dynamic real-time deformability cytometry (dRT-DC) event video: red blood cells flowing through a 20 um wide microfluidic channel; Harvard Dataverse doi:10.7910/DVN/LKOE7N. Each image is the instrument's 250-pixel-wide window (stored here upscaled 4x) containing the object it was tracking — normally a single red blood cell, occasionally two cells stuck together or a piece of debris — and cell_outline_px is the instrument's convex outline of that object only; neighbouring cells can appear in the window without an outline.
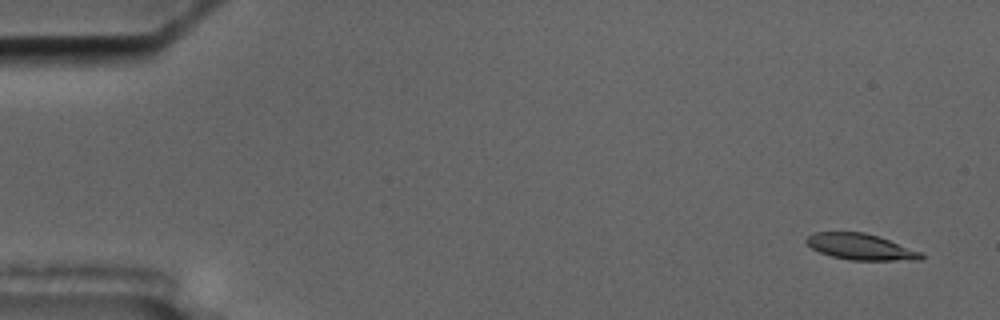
{"species": "common noctule bat (a hibernating species)", "species_latin": "Nyctalus noctula", "temperature_condition": "cold", "stored_images_in_passage": 5, "camera_frame_rate_fps": 3000, "um_per_image_px": 0.085, "animal": {"sex": "male", "body_mass_g": 17.5, "forearm_length_mm": 52.3}, "frame": {"image": 1, "passage_image": 1, "time_ms": 0.0, "image_size_px": [1000, 320], "cell_outline_px": [[924, 256], [920, 260], [848, 260], [832, 256], [820, 252], [812, 248], [804, 240], [808, 236], [816, 232], [864, 232], [880, 236], [924, 252]], "centroid_in_image_um": [73.21, 20.98], "position_along_channel_um": 11.8, "area_um2": 17.63}}
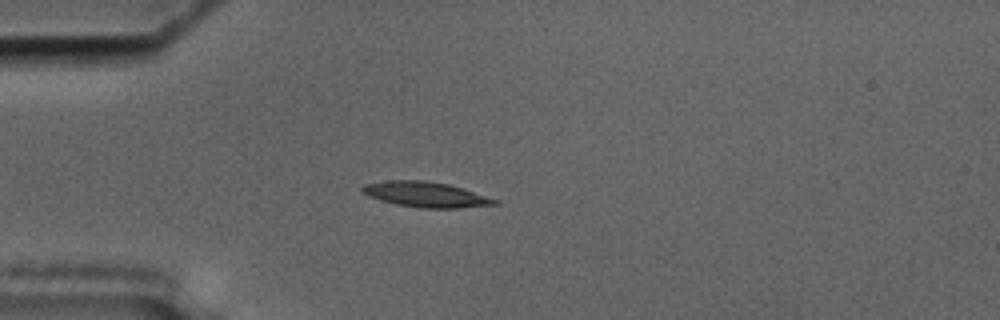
{"frame": {"image": 2, "passage_image": 5, "time_ms": 4.333, "image_size_px": [1000, 320], "cell_outline_px": [[500, 204], [460, 208], [420, 208], [396, 204], [380, 200], [368, 196], [360, 192], [360, 188], [364, 184], [388, 180], [424, 180], [448, 184], [500, 200]], "centroid_in_image_um": [36.17, 16.53], "position_along_channel_um": 48.8, "area_um2": 19.65}}